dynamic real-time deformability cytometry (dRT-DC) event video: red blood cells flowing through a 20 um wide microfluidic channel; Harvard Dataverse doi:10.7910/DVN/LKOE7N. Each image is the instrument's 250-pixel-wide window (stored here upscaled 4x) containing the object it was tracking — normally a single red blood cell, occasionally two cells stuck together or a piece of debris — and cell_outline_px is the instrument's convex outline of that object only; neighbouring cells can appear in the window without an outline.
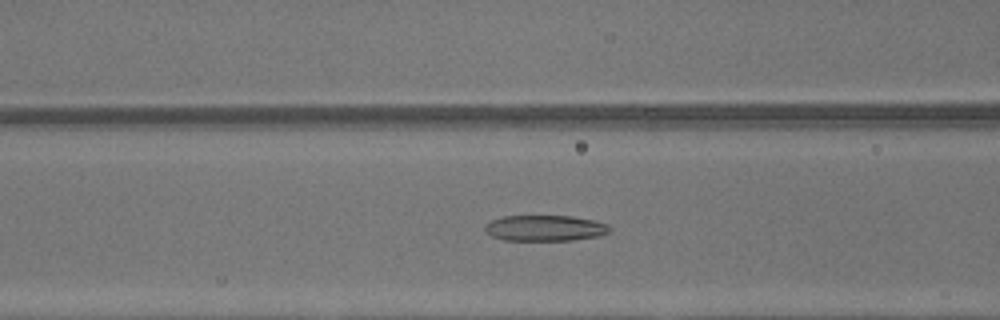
{"species": "common noctule bat (a hibernating species)", "species_latin": "Nyctalus noctula", "temperature_condition": "warm", "stored_images_in_passage": 47, "camera_frame_rate_fps": 3000, "um_per_image_px": 0.085, "animal": {"sex": "male", "body_mass_g": 13.3}, "frame": {"image": 1, "passage_image": 19, "time_ms": 6.0, "image_size_px": [1000, 320], "cell_outline_px": [[612, 228], [608, 232], [600, 236], [572, 240], [504, 240], [492, 236], [484, 228], [484, 224], [492, 220], [504, 216], [572, 216], [596, 220], [608, 224]], "centroid_in_image_um": [46.36, 19.38], "position_along_channel_um": 120.2, "area_um2": 18.84}}
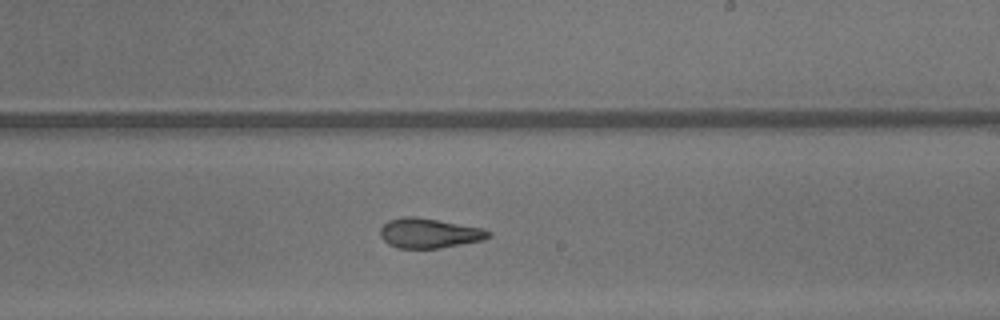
{"frame": {"image": 2, "passage_image": 28, "time_ms": 9.0, "image_size_px": [1000, 320], "cell_outline_px": [[492, 236], [484, 240], [440, 248], [396, 248], [388, 244], [380, 236], [380, 228], [388, 220], [404, 216], [416, 216], [484, 228], [492, 232]], "centroid_in_image_um": [36.5, 19.81], "position_along_channel_um": 252.5, "area_um2": 19.02}}
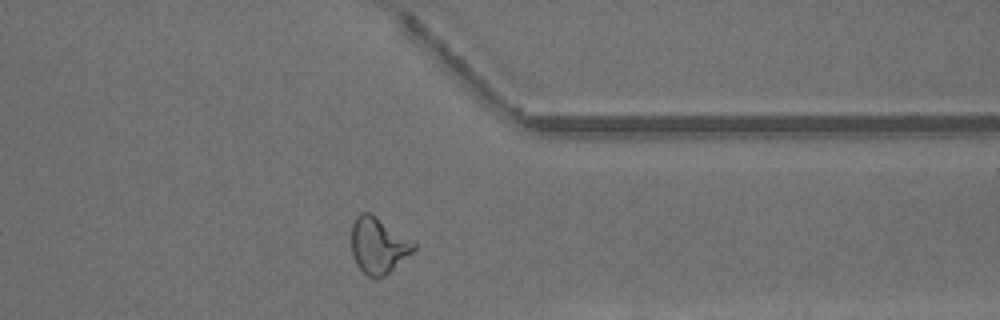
{"frame": {"image": 3, "passage_image": 37, "time_ms": 12.0, "image_size_px": [1000, 320], "cell_outline_px": [[416, 248], [412, 252], [384, 276], [376, 280], [368, 276], [356, 264], [352, 256], [352, 224], [356, 216], [360, 212], [372, 212], [412, 240], [416, 244]], "centroid_in_image_um": [32.14, 20.84], "position_along_channel_um": 379.3, "area_um2": 20.46}, "authors_computed_cell_mechanics": {"area_um2": 20.9814, "velocity_mm_per_s": 4.4106, "shape_relaxation_time_tau1_ms": null, "shape_relaxation_time_tau2_ms": 1.7367, "deformation_change_tau1": null, "deformation_change_tau2": 0.108}}